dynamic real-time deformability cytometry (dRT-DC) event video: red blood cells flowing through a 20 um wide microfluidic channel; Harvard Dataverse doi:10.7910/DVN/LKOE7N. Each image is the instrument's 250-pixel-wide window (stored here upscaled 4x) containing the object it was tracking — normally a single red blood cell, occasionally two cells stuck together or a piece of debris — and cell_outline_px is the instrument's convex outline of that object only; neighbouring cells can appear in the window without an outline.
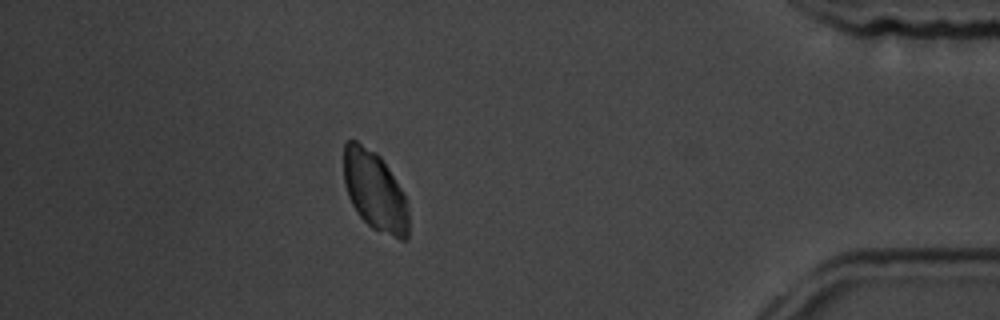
{"species": "common noctule bat (a hibernating species)", "species_latin": "Nyctalus noctula", "temperature_condition": "room temperature", "stored_images_in_passage": 45, "segment_of_instrument_passage": [1, 2], "camera_frame_rate_fps": 3000, "um_per_image_px": 0.085, "animal": {"sex": "male", "body_mass_g": 19.5, "forearm_length_mm": 54.6}, "frame": {"image": 1, "passage_image": 37, "time_ms": 12.0, "image_size_px": [1000, 320], "cell_outline_px": [[408, 240], [400, 240], [372, 228], [356, 212], [348, 196], [344, 184], [344, 144], [348, 140], [356, 140], [376, 152], [380, 156], [388, 168], [400, 188], [408, 204]], "centroid_in_image_um": [31.85, 16.24], "position_along_channel_um": 403.3, "area_um2": 30.06}}